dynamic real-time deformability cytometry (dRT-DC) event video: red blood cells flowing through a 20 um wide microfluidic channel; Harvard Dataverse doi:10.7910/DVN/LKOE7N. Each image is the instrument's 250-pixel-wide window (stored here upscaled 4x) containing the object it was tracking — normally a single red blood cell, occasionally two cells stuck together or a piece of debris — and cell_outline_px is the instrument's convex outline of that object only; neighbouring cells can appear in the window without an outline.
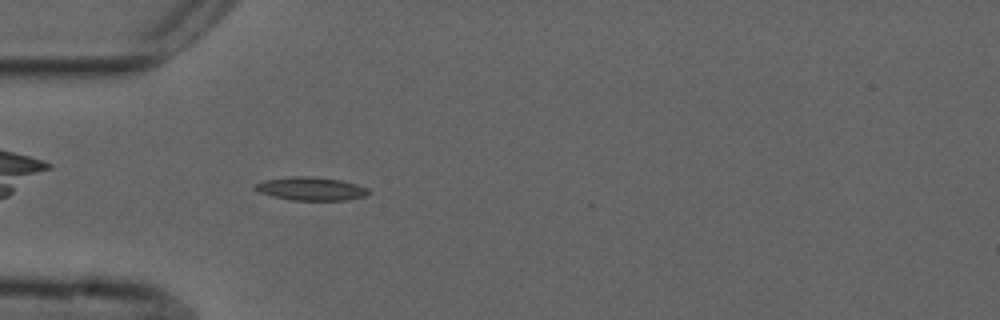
{"species": "common noctule bat (a hibernating species)", "species_latin": "Nyctalus noctula", "temperature_condition": "cold", "stored_images_in_passage": 43, "camera_frame_rate_fps": 3000, "um_per_image_px": 0.085, "animal": {"sex": "male", "forearm_length_mm": 52.5}, "frame": {"image": 1, "passage_image": 5, "time_ms": 1.333, "image_size_px": [1000, 320], "cell_outline_px": [[372, 192], [368, 196], [348, 200], [292, 200], [272, 196], [260, 192], [256, 188], [256, 184], [264, 180], [292, 176], [316, 176], [340, 180], [356, 184], [368, 188]], "centroid_in_image_um": [26.52, 16.04], "position_along_channel_um": 58.5, "area_um2": 15.49}}
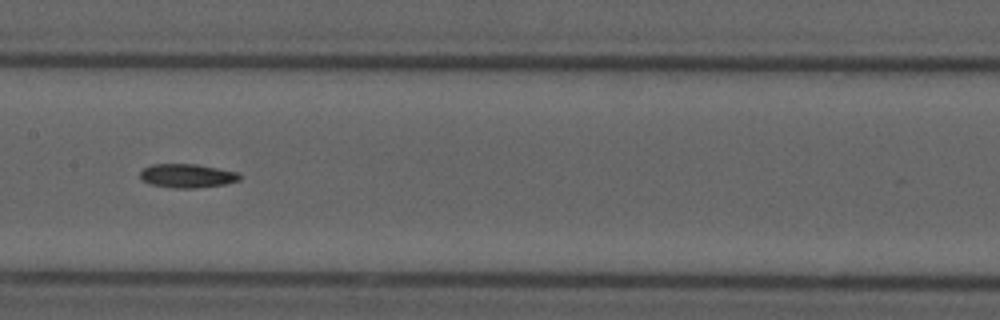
{"frame": {"image": 2, "passage_image": 16, "time_ms": 5.0, "image_size_px": [1000, 320], "cell_outline_px": [[240, 180], [224, 184], [196, 188], [172, 188], [148, 184], [140, 180], [140, 172], [144, 168], [152, 164], [196, 164], [236, 172], [240, 176]], "centroid_in_image_um": [15.84, 14.95], "position_along_channel_um": 191.6, "area_um2": 13.81}}
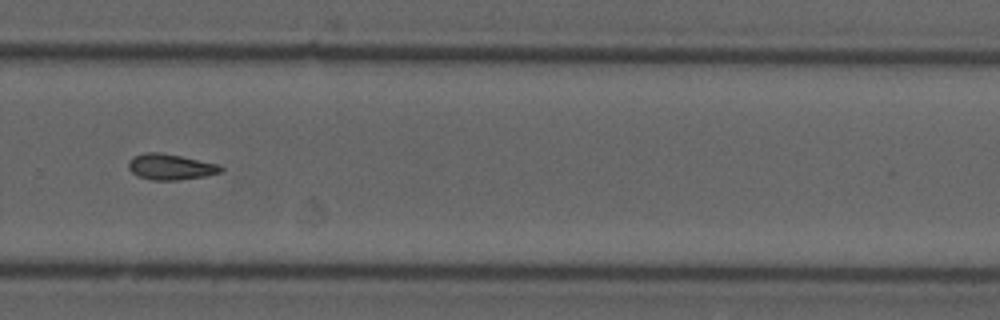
{"frame": {"image": 3, "passage_image": 26, "time_ms": 8.333, "image_size_px": [1000, 320], "cell_outline_px": [[224, 168], [220, 172], [204, 176], [176, 180], [152, 180], [136, 176], [128, 168], [128, 160], [132, 156], [148, 152], [160, 152], [220, 164]], "centroid_in_image_um": [14.46, 14.18], "position_along_channel_um": 315.3, "area_um2": 13.93}}